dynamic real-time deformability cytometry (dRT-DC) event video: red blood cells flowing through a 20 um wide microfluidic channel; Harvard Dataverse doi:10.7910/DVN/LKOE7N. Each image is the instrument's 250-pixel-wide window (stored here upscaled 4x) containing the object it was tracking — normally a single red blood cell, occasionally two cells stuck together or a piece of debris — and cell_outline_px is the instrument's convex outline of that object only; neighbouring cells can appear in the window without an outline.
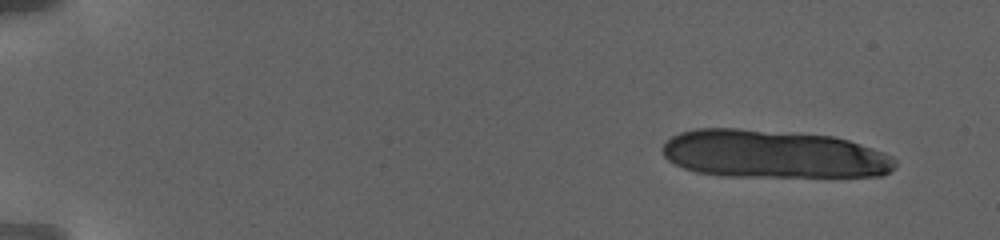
{"species": "human", "species_latin": "Homo sapiens", "temperature_condition": "warm", "stored_images_in_passage": 37, "camera_frame_rate_fps": 3000, "um_per_image_px": 0.085, "donor": {"sex": "female"}, "frame": {"image": 1, "passage_image": 1, "time_ms": 0.0, "image_size_px": [1000, 240], "cell_outline_px": [[896, 164], [888, 172], [880, 176], [720, 176], [696, 172], [684, 168], [668, 160], [664, 156], [660, 148], [672, 136], [680, 132], [696, 128], [736, 128], [832, 136], [848, 140], [872, 148], [892, 156], [896, 160]], "centroid_in_image_um": [65.68, 13.1], "position_along_channel_um": 19.3, "area_um2": 64.97}}